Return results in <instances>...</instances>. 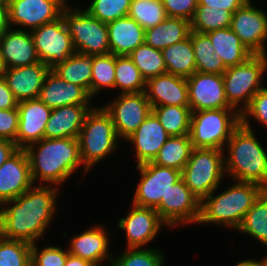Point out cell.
I'll return each mask as SVG.
<instances>
[{
    "mask_svg": "<svg viewBox=\"0 0 267 266\" xmlns=\"http://www.w3.org/2000/svg\"><path fill=\"white\" fill-rule=\"evenodd\" d=\"M58 190L47 184L32 186L14 200L1 204L0 236L9 240L35 243L46 232L54 217ZM11 203L14 204L9 207Z\"/></svg>",
    "mask_w": 267,
    "mask_h": 266,
    "instance_id": "6da1fadb",
    "label": "cell"
},
{
    "mask_svg": "<svg viewBox=\"0 0 267 266\" xmlns=\"http://www.w3.org/2000/svg\"><path fill=\"white\" fill-rule=\"evenodd\" d=\"M25 151L30 163L33 184L39 179L56 187L69 179L80 165L82 166L77 138H43L28 145Z\"/></svg>",
    "mask_w": 267,
    "mask_h": 266,
    "instance_id": "7a4b0ae2",
    "label": "cell"
},
{
    "mask_svg": "<svg viewBox=\"0 0 267 266\" xmlns=\"http://www.w3.org/2000/svg\"><path fill=\"white\" fill-rule=\"evenodd\" d=\"M225 173L236 181L251 182L267 190V151L255 137L248 117L234 129L226 144Z\"/></svg>",
    "mask_w": 267,
    "mask_h": 266,
    "instance_id": "3957f363",
    "label": "cell"
},
{
    "mask_svg": "<svg viewBox=\"0 0 267 266\" xmlns=\"http://www.w3.org/2000/svg\"><path fill=\"white\" fill-rule=\"evenodd\" d=\"M264 190L258 184L237 181L217 196L212 192L201 201L198 223H217L237 230Z\"/></svg>",
    "mask_w": 267,
    "mask_h": 266,
    "instance_id": "277c9868",
    "label": "cell"
},
{
    "mask_svg": "<svg viewBox=\"0 0 267 266\" xmlns=\"http://www.w3.org/2000/svg\"><path fill=\"white\" fill-rule=\"evenodd\" d=\"M117 133L110 114L104 107L92 108L78 135L80 158L88 172L117 148Z\"/></svg>",
    "mask_w": 267,
    "mask_h": 266,
    "instance_id": "5b68a950",
    "label": "cell"
},
{
    "mask_svg": "<svg viewBox=\"0 0 267 266\" xmlns=\"http://www.w3.org/2000/svg\"><path fill=\"white\" fill-rule=\"evenodd\" d=\"M241 116L234 108L192 111L190 139L193 148L224 150Z\"/></svg>",
    "mask_w": 267,
    "mask_h": 266,
    "instance_id": "8992f818",
    "label": "cell"
},
{
    "mask_svg": "<svg viewBox=\"0 0 267 266\" xmlns=\"http://www.w3.org/2000/svg\"><path fill=\"white\" fill-rule=\"evenodd\" d=\"M266 69L267 55H253L242 64L227 67L222 74L227 102L240 114L249 106L254 95L264 88L260 82Z\"/></svg>",
    "mask_w": 267,
    "mask_h": 266,
    "instance_id": "52a82bcc",
    "label": "cell"
},
{
    "mask_svg": "<svg viewBox=\"0 0 267 266\" xmlns=\"http://www.w3.org/2000/svg\"><path fill=\"white\" fill-rule=\"evenodd\" d=\"M223 153L215 148H193L182 170L185 184L200 201L215 192L224 177Z\"/></svg>",
    "mask_w": 267,
    "mask_h": 266,
    "instance_id": "ba28073f",
    "label": "cell"
},
{
    "mask_svg": "<svg viewBox=\"0 0 267 266\" xmlns=\"http://www.w3.org/2000/svg\"><path fill=\"white\" fill-rule=\"evenodd\" d=\"M69 7L66 5L61 17L72 38L75 51L92 56L111 53L107 24L91 16L86 10L77 8L73 11Z\"/></svg>",
    "mask_w": 267,
    "mask_h": 266,
    "instance_id": "9c48e42d",
    "label": "cell"
},
{
    "mask_svg": "<svg viewBox=\"0 0 267 266\" xmlns=\"http://www.w3.org/2000/svg\"><path fill=\"white\" fill-rule=\"evenodd\" d=\"M141 174L133 204L141 207L157 208L161 198H165L171 186L182 178V171L163 167L151 162L137 165Z\"/></svg>",
    "mask_w": 267,
    "mask_h": 266,
    "instance_id": "30bf717a",
    "label": "cell"
},
{
    "mask_svg": "<svg viewBox=\"0 0 267 266\" xmlns=\"http://www.w3.org/2000/svg\"><path fill=\"white\" fill-rule=\"evenodd\" d=\"M30 32L40 61L51 69L76 52L62 17Z\"/></svg>",
    "mask_w": 267,
    "mask_h": 266,
    "instance_id": "8fae6325",
    "label": "cell"
},
{
    "mask_svg": "<svg viewBox=\"0 0 267 266\" xmlns=\"http://www.w3.org/2000/svg\"><path fill=\"white\" fill-rule=\"evenodd\" d=\"M103 107L112 118L118 138L124 140L130 137L152 112L145 91L119 94L110 105Z\"/></svg>",
    "mask_w": 267,
    "mask_h": 266,
    "instance_id": "7c38bea8",
    "label": "cell"
},
{
    "mask_svg": "<svg viewBox=\"0 0 267 266\" xmlns=\"http://www.w3.org/2000/svg\"><path fill=\"white\" fill-rule=\"evenodd\" d=\"M200 204L201 201L181 178L171 186L165 198H161V203L156 211L166 223V226L175 227L178 224H194L199 221Z\"/></svg>",
    "mask_w": 267,
    "mask_h": 266,
    "instance_id": "4fadbf2b",
    "label": "cell"
},
{
    "mask_svg": "<svg viewBox=\"0 0 267 266\" xmlns=\"http://www.w3.org/2000/svg\"><path fill=\"white\" fill-rule=\"evenodd\" d=\"M230 28L254 55H266L267 15L250 0L232 14Z\"/></svg>",
    "mask_w": 267,
    "mask_h": 266,
    "instance_id": "5bb4252c",
    "label": "cell"
},
{
    "mask_svg": "<svg viewBox=\"0 0 267 266\" xmlns=\"http://www.w3.org/2000/svg\"><path fill=\"white\" fill-rule=\"evenodd\" d=\"M66 0H10L9 24L26 26L31 30L61 17Z\"/></svg>",
    "mask_w": 267,
    "mask_h": 266,
    "instance_id": "9a60e30c",
    "label": "cell"
},
{
    "mask_svg": "<svg viewBox=\"0 0 267 266\" xmlns=\"http://www.w3.org/2000/svg\"><path fill=\"white\" fill-rule=\"evenodd\" d=\"M186 81L192 111L232 108L225 96L222 75L196 71Z\"/></svg>",
    "mask_w": 267,
    "mask_h": 266,
    "instance_id": "2e32d148",
    "label": "cell"
},
{
    "mask_svg": "<svg viewBox=\"0 0 267 266\" xmlns=\"http://www.w3.org/2000/svg\"><path fill=\"white\" fill-rule=\"evenodd\" d=\"M132 206L128 215L119 220L118 226L125 230L128 244L126 248H141L150 243L166 223L155 208Z\"/></svg>",
    "mask_w": 267,
    "mask_h": 266,
    "instance_id": "e0dca14e",
    "label": "cell"
},
{
    "mask_svg": "<svg viewBox=\"0 0 267 266\" xmlns=\"http://www.w3.org/2000/svg\"><path fill=\"white\" fill-rule=\"evenodd\" d=\"M19 125L15 144L20 149L44 138L52 109L39 98L18 102Z\"/></svg>",
    "mask_w": 267,
    "mask_h": 266,
    "instance_id": "ac0fdd59",
    "label": "cell"
},
{
    "mask_svg": "<svg viewBox=\"0 0 267 266\" xmlns=\"http://www.w3.org/2000/svg\"><path fill=\"white\" fill-rule=\"evenodd\" d=\"M25 149H18L0 167V205L14 200L33 186Z\"/></svg>",
    "mask_w": 267,
    "mask_h": 266,
    "instance_id": "d6986e66",
    "label": "cell"
},
{
    "mask_svg": "<svg viewBox=\"0 0 267 266\" xmlns=\"http://www.w3.org/2000/svg\"><path fill=\"white\" fill-rule=\"evenodd\" d=\"M0 60L4 69L41 62L31 32L20 28L6 31L0 37Z\"/></svg>",
    "mask_w": 267,
    "mask_h": 266,
    "instance_id": "ffe728a7",
    "label": "cell"
},
{
    "mask_svg": "<svg viewBox=\"0 0 267 266\" xmlns=\"http://www.w3.org/2000/svg\"><path fill=\"white\" fill-rule=\"evenodd\" d=\"M50 67L43 62L33 65L4 69L2 76L12 91L15 99H38Z\"/></svg>",
    "mask_w": 267,
    "mask_h": 266,
    "instance_id": "44dd1931",
    "label": "cell"
},
{
    "mask_svg": "<svg viewBox=\"0 0 267 266\" xmlns=\"http://www.w3.org/2000/svg\"><path fill=\"white\" fill-rule=\"evenodd\" d=\"M149 90V91H148ZM146 95L152 106H189L186 78L170 73L152 77L146 81Z\"/></svg>",
    "mask_w": 267,
    "mask_h": 266,
    "instance_id": "7402d4cb",
    "label": "cell"
},
{
    "mask_svg": "<svg viewBox=\"0 0 267 266\" xmlns=\"http://www.w3.org/2000/svg\"><path fill=\"white\" fill-rule=\"evenodd\" d=\"M39 99L50 109L90 104V95L80 86L67 82L52 69L46 75Z\"/></svg>",
    "mask_w": 267,
    "mask_h": 266,
    "instance_id": "603a6c76",
    "label": "cell"
},
{
    "mask_svg": "<svg viewBox=\"0 0 267 266\" xmlns=\"http://www.w3.org/2000/svg\"><path fill=\"white\" fill-rule=\"evenodd\" d=\"M169 137L156 115L151 112L126 140L134 145L139 165L153 161Z\"/></svg>",
    "mask_w": 267,
    "mask_h": 266,
    "instance_id": "cb8c5ba5",
    "label": "cell"
},
{
    "mask_svg": "<svg viewBox=\"0 0 267 266\" xmlns=\"http://www.w3.org/2000/svg\"><path fill=\"white\" fill-rule=\"evenodd\" d=\"M89 105L78 104L52 109L44 138H78L86 116L92 109Z\"/></svg>",
    "mask_w": 267,
    "mask_h": 266,
    "instance_id": "d4e9b609",
    "label": "cell"
},
{
    "mask_svg": "<svg viewBox=\"0 0 267 266\" xmlns=\"http://www.w3.org/2000/svg\"><path fill=\"white\" fill-rule=\"evenodd\" d=\"M108 232L102 226H94L71 239L68 253L82 259L88 260L95 266H102L100 262L105 259L111 261L112 254H109Z\"/></svg>",
    "mask_w": 267,
    "mask_h": 266,
    "instance_id": "484cf974",
    "label": "cell"
},
{
    "mask_svg": "<svg viewBox=\"0 0 267 266\" xmlns=\"http://www.w3.org/2000/svg\"><path fill=\"white\" fill-rule=\"evenodd\" d=\"M109 47L115 56L129 55L144 43L145 30L129 16L107 23Z\"/></svg>",
    "mask_w": 267,
    "mask_h": 266,
    "instance_id": "4316f807",
    "label": "cell"
},
{
    "mask_svg": "<svg viewBox=\"0 0 267 266\" xmlns=\"http://www.w3.org/2000/svg\"><path fill=\"white\" fill-rule=\"evenodd\" d=\"M226 67L242 64L254 54L240 41L239 37L228 27L206 33Z\"/></svg>",
    "mask_w": 267,
    "mask_h": 266,
    "instance_id": "83f0119b",
    "label": "cell"
},
{
    "mask_svg": "<svg viewBox=\"0 0 267 266\" xmlns=\"http://www.w3.org/2000/svg\"><path fill=\"white\" fill-rule=\"evenodd\" d=\"M190 22L182 18L167 17L155 27L145 30L144 43L162 50L180 42L190 34Z\"/></svg>",
    "mask_w": 267,
    "mask_h": 266,
    "instance_id": "f1b7e54d",
    "label": "cell"
},
{
    "mask_svg": "<svg viewBox=\"0 0 267 266\" xmlns=\"http://www.w3.org/2000/svg\"><path fill=\"white\" fill-rule=\"evenodd\" d=\"M167 73L189 78L196 72V60L190 34L184 40L161 50Z\"/></svg>",
    "mask_w": 267,
    "mask_h": 266,
    "instance_id": "f546056e",
    "label": "cell"
},
{
    "mask_svg": "<svg viewBox=\"0 0 267 266\" xmlns=\"http://www.w3.org/2000/svg\"><path fill=\"white\" fill-rule=\"evenodd\" d=\"M52 70L65 81L82 87L91 97L92 55L75 52Z\"/></svg>",
    "mask_w": 267,
    "mask_h": 266,
    "instance_id": "4dcf8cb0",
    "label": "cell"
},
{
    "mask_svg": "<svg viewBox=\"0 0 267 266\" xmlns=\"http://www.w3.org/2000/svg\"><path fill=\"white\" fill-rule=\"evenodd\" d=\"M192 150L193 145L189 135L170 136L152 162L182 171L190 159Z\"/></svg>",
    "mask_w": 267,
    "mask_h": 266,
    "instance_id": "1f68e13d",
    "label": "cell"
},
{
    "mask_svg": "<svg viewBox=\"0 0 267 266\" xmlns=\"http://www.w3.org/2000/svg\"><path fill=\"white\" fill-rule=\"evenodd\" d=\"M190 38L196 60V71L222 75L227 67L218 53L214 52L211 40L206 33L190 31Z\"/></svg>",
    "mask_w": 267,
    "mask_h": 266,
    "instance_id": "d6a6232c",
    "label": "cell"
},
{
    "mask_svg": "<svg viewBox=\"0 0 267 266\" xmlns=\"http://www.w3.org/2000/svg\"><path fill=\"white\" fill-rule=\"evenodd\" d=\"M152 112L170 136L189 135L192 116L190 106H152Z\"/></svg>",
    "mask_w": 267,
    "mask_h": 266,
    "instance_id": "836d02e7",
    "label": "cell"
},
{
    "mask_svg": "<svg viewBox=\"0 0 267 266\" xmlns=\"http://www.w3.org/2000/svg\"><path fill=\"white\" fill-rule=\"evenodd\" d=\"M121 94L140 93L146 90V80L129 55L115 56V84Z\"/></svg>",
    "mask_w": 267,
    "mask_h": 266,
    "instance_id": "e575fe53",
    "label": "cell"
},
{
    "mask_svg": "<svg viewBox=\"0 0 267 266\" xmlns=\"http://www.w3.org/2000/svg\"><path fill=\"white\" fill-rule=\"evenodd\" d=\"M237 230L249 234L267 247V190L255 200Z\"/></svg>",
    "mask_w": 267,
    "mask_h": 266,
    "instance_id": "d590c367",
    "label": "cell"
},
{
    "mask_svg": "<svg viewBox=\"0 0 267 266\" xmlns=\"http://www.w3.org/2000/svg\"><path fill=\"white\" fill-rule=\"evenodd\" d=\"M129 57L139 69L141 76L148 79L167 73V68L161 50L145 43L133 50Z\"/></svg>",
    "mask_w": 267,
    "mask_h": 266,
    "instance_id": "8d00e7d4",
    "label": "cell"
},
{
    "mask_svg": "<svg viewBox=\"0 0 267 266\" xmlns=\"http://www.w3.org/2000/svg\"><path fill=\"white\" fill-rule=\"evenodd\" d=\"M232 13L226 9H210L206 5H198L190 21L191 31L208 33L213 30L230 27Z\"/></svg>",
    "mask_w": 267,
    "mask_h": 266,
    "instance_id": "74e56055",
    "label": "cell"
},
{
    "mask_svg": "<svg viewBox=\"0 0 267 266\" xmlns=\"http://www.w3.org/2000/svg\"><path fill=\"white\" fill-rule=\"evenodd\" d=\"M128 16L146 30L167 18L162 0H131Z\"/></svg>",
    "mask_w": 267,
    "mask_h": 266,
    "instance_id": "f35d334b",
    "label": "cell"
},
{
    "mask_svg": "<svg viewBox=\"0 0 267 266\" xmlns=\"http://www.w3.org/2000/svg\"><path fill=\"white\" fill-rule=\"evenodd\" d=\"M91 97L104 87L114 88L115 55L112 53L92 56Z\"/></svg>",
    "mask_w": 267,
    "mask_h": 266,
    "instance_id": "ab89813d",
    "label": "cell"
},
{
    "mask_svg": "<svg viewBox=\"0 0 267 266\" xmlns=\"http://www.w3.org/2000/svg\"><path fill=\"white\" fill-rule=\"evenodd\" d=\"M0 266H31V244L0 236Z\"/></svg>",
    "mask_w": 267,
    "mask_h": 266,
    "instance_id": "60d3db41",
    "label": "cell"
},
{
    "mask_svg": "<svg viewBox=\"0 0 267 266\" xmlns=\"http://www.w3.org/2000/svg\"><path fill=\"white\" fill-rule=\"evenodd\" d=\"M109 266H163L164 255L155 249L126 248Z\"/></svg>",
    "mask_w": 267,
    "mask_h": 266,
    "instance_id": "b9f144b4",
    "label": "cell"
},
{
    "mask_svg": "<svg viewBox=\"0 0 267 266\" xmlns=\"http://www.w3.org/2000/svg\"><path fill=\"white\" fill-rule=\"evenodd\" d=\"M131 0H92L85 9L91 16L103 23H110L118 18L128 16Z\"/></svg>",
    "mask_w": 267,
    "mask_h": 266,
    "instance_id": "7bdbcfd3",
    "label": "cell"
},
{
    "mask_svg": "<svg viewBox=\"0 0 267 266\" xmlns=\"http://www.w3.org/2000/svg\"><path fill=\"white\" fill-rule=\"evenodd\" d=\"M36 242L31 244V266H64L68 256V250L60 247L48 246L38 251Z\"/></svg>",
    "mask_w": 267,
    "mask_h": 266,
    "instance_id": "ee69618b",
    "label": "cell"
},
{
    "mask_svg": "<svg viewBox=\"0 0 267 266\" xmlns=\"http://www.w3.org/2000/svg\"><path fill=\"white\" fill-rule=\"evenodd\" d=\"M167 17L182 18L189 22L198 7V0H162Z\"/></svg>",
    "mask_w": 267,
    "mask_h": 266,
    "instance_id": "f6af8a7d",
    "label": "cell"
},
{
    "mask_svg": "<svg viewBox=\"0 0 267 266\" xmlns=\"http://www.w3.org/2000/svg\"><path fill=\"white\" fill-rule=\"evenodd\" d=\"M241 117L251 116L267 127V88L260 89L252 98L249 106L240 114Z\"/></svg>",
    "mask_w": 267,
    "mask_h": 266,
    "instance_id": "bcb514c9",
    "label": "cell"
},
{
    "mask_svg": "<svg viewBox=\"0 0 267 266\" xmlns=\"http://www.w3.org/2000/svg\"><path fill=\"white\" fill-rule=\"evenodd\" d=\"M19 125L17 108L0 109V138L15 142Z\"/></svg>",
    "mask_w": 267,
    "mask_h": 266,
    "instance_id": "7dc6e473",
    "label": "cell"
},
{
    "mask_svg": "<svg viewBox=\"0 0 267 266\" xmlns=\"http://www.w3.org/2000/svg\"><path fill=\"white\" fill-rule=\"evenodd\" d=\"M248 0H198V5L209 6L210 9H226L232 14Z\"/></svg>",
    "mask_w": 267,
    "mask_h": 266,
    "instance_id": "c3c4849f",
    "label": "cell"
},
{
    "mask_svg": "<svg viewBox=\"0 0 267 266\" xmlns=\"http://www.w3.org/2000/svg\"><path fill=\"white\" fill-rule=\"evenodd\" d=\"M18 101L8 87L6 80L0 76V109L7 110L17 108Z\"/></svg>",
    "mask_w": 267,
    "mask_h": 266,
    "instance_id": "681fc988",
    "label": "cell"
},
{
    "mask_svg": "<svg viewBox=\"0 0 267 266\" xmlns=\"http://www.w3.org/2000/svg\"><path fill=\"white\" fill-rule=\"evenodd\" d=\"M19 148L7 139L0 138V167L9 159Z\"/></svg>",
    "mask_w": 267,
    "mask_h": 266,
    "instance_id": "f907efd6",
    "label": "cell"
},
{
    "mask_svg": "<svg viewBox=\"0 0 267 266\" xmlns=\"http://www.w3.org/2000/svg\"><path fill=\"white\" fill-rule=\"evenodd\" d=\"M8 7L0 4V37L10 29Z\"/></svg>",
    "mask_w": 267,
    "mask_h": 266,
    "instance_id": "816d5d0a",
    "label": "cell"
},
{
    "mask_svg": "<svg viewBox=\"0 0 267 266\" xmlns=\"http://www.w3.org/2000/svg\"><path fill=\"white\" fill-rule=\"evenodd\" d=\"M64 266H95V265L89 262L88 260L68 254L67 260Z\"/></svg>",
    "mask_w": 267,
    "mask_h": 266,
    "instance_id": "f5cc1de1",
    "label": "cell"
},
{
    "mask_svg": "<svg viewBox=\"0 0 267 266\" xmlns=\"http://www.w3.org/2000/svg\"><path fill=\"white\" fill-rule=\"evenodd\" d=\"M235 266H260V260L246 259L238 262Z\"/></svg>",
    "mask_w": 267,
    "mask_h": 266,
    "instance_id": "db71d44e",
    "label": "cell"
},
{
    "mask_svg": "<svg viewBox=\"0 0 267 266\" xmlns=\"http://www.w3.org/2000/svg\"><path fill=\"white\" fill-rule=\"evenodd\" d=\"M260 266H267V256L265 259L260 261Z\"/></svg>",
    "mask_w": 267,
    "mask_h": 266,
    "instance_id": "11a10c76",
    "label": "cell"
},
{
    "mask_svg": "<svg viewBox=\"0 0 267 266\" xmlns=\"http://www.w3.org/2000/svg\"><path fill=\"white\" fill-rule=\"evenodd\" d=\"M10 0H0V4H3L5 6H8Z\"/></svg>",
    "mask_w": 267,
    "mask_h": 266,
    "instance_id": "9f6ffc18",
    "label": "cell"
},
{
    "mask_svg": "<svg viewBox=\"0 0 267 266\" xmlns=\"http://www.w3.org/2000/svg\"><path fill=\"white\" fill-rule=\"evenodd\" d=\"M3 71H4V68H3L1 60H0V76H2Z\"/></svg>",
    "mask_w": 267,
    "mask_h": 266,
    "instance_id": "6f0895ef",
    "label": "cell"
}]
</instances>
